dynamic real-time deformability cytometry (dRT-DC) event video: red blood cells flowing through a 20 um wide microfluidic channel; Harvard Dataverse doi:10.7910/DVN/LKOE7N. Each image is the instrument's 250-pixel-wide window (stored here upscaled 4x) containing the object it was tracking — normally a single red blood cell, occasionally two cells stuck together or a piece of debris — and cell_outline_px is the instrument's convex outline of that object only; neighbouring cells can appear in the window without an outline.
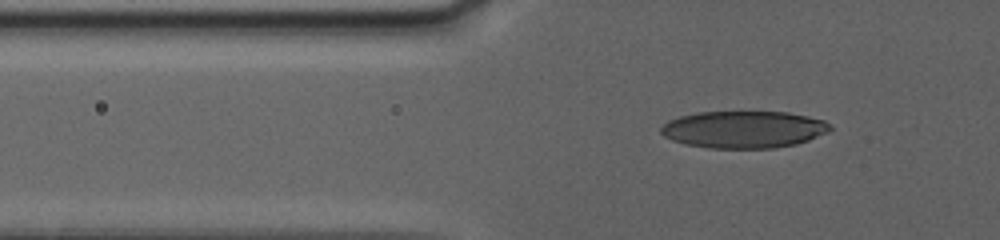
{"species": "human", "species_latin": "Homo sapiens", "temperature_condition": "warm", "stored_images_in_passage": 67, "camera_frame_rate_fps": 3000, "um_per_image_px": 0.085, "donor": {"sex": "female"}, "frame": {"image": 1, "passage_image": 2, "time_ms": 0.333, "image_size_px": [1000, 240], "cell_outline_px": [[832, 128], [808, 140], [796, 144], [772, 148], [712, 148], [688, 144], [672, 140], [664, 136], [660, 132], [660, 128], [668, 120], [680, 116], [696, 112], [788, 112], [808, 116], [824, 120]], "centroid_in_image_um": [63.18, 10.99], "position_along_channel_um": 62.6, "area_um2": 36.3}}
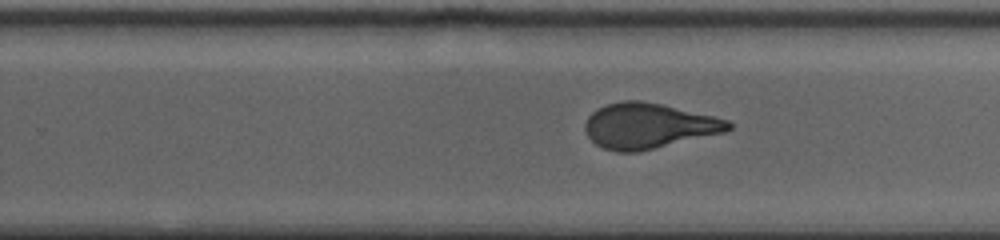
{"frame": {"image": 2, "passage_image": 35, "time_ms": 8.0, "image_size_px": [1000, 240], "cell_outline_px": [[732, 128], [728, 132], [640, 152], [616, 152], [604, 148], [596, 144], [588, 136], [584, 128], [584, 124], [588, 116], [592, 112], [608, 104], [624, 100], [640, 100], [660, 104], [712, 116], [728, 120], [732, 124]], "centroid_in_image_um": [55.14, 10.72], "position_along_channel_um": 274.7, "area_um2": 37.92}}
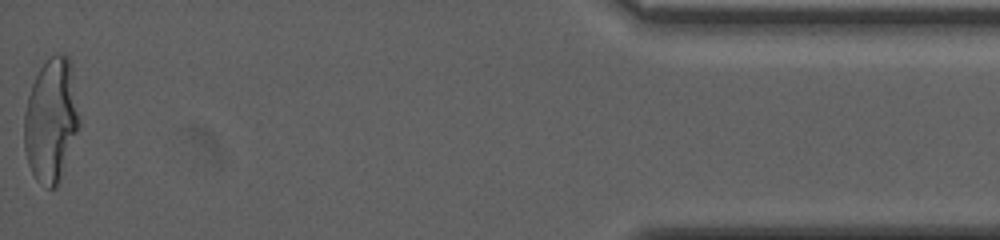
{"frame": {"image": 3, "passage_image": 67, "time_ms": 15.333, "image_size_px": [1000, 240], "cell_outline_px": [[80, 124], [60, 180], [56, 188], [48, 188], [36, 180], [28, 164], [24, 148], [24, 112], [28, 96], [32, 84], [40, 68], [56, 52], [60, 52], [68, 56], [72, 64], [80, 116]], "centroid_in_image_um": [4.36, 10.2], "position_along_channel_um": 430.8, "area_um2": 40.06}, "authors_computed_cell_mechanics": {"area_um2": 38.0324, "velocity_mm_per_s": 3.0334, "shape_relaxation_time_tau1_ms": 10.7429, "shape_relaxation_time_tau2_ms": 0.9643, "deformation_change_tau1": 0.2871, "deformation_change_tau2": 0.0897}}